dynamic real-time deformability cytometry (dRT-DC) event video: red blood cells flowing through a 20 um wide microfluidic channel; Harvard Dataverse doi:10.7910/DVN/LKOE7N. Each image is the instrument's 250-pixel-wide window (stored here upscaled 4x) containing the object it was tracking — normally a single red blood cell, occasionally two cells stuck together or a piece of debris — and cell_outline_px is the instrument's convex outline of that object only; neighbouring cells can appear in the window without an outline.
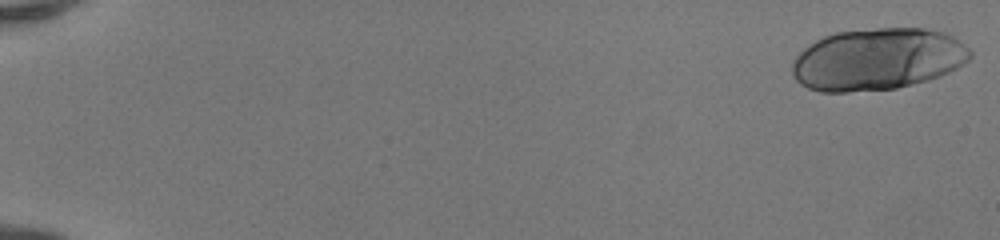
{"species": "human", "species_latin": "Homo sapiens", "temperature_condition": "room temperature", "stored_images_in_passage": 50, "camera_frame_rate_fps": 3000, "um_per_image_px": 0.085, "donor": {"sex": "female"}, "frame": {"image": 1, "passage_image": 1, "time_ms": 0.0, "image_size_px": [1000, 240], "cell_outline_px": [[972, 56], [968, 60], [956, 68], [940, 76], [928, 80], [896, 88], [848, 92], [820, 92], [808, 88], [800, 84], [792, 76], [792, 64], [796, 56], [808, 44], [824, 36], [836, 32], [876, 28], [924, 28], [944, 32], [952, 36], [968, 48], [972, 52]], "centroid_in_image_um": [74.56, 5.03], "position_along_channel_um": 10.4, "area_um2": 64.33}}
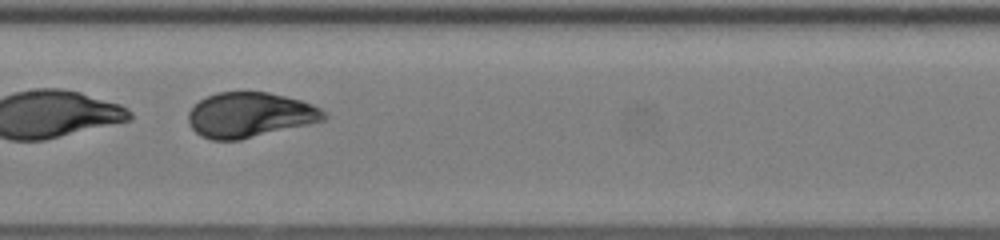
{"frame": {"image": 2, "passage_image": 28, "time_ms": 9.0, "image_size_px": [1000, 240], "cell_outline_px": [[328, 116], [324, 120], [308, 124], [240, 140], [212, 140], [200, 136], [188, 124], [188, 112], [200, 100], [216, 92], [268, 92], [300, 100], [312, 104], [320, 108]], "centroid_in_image_um": [21.22, 9.77], "position_along_channel_um": 186.2, "area_um2": 35.43}}
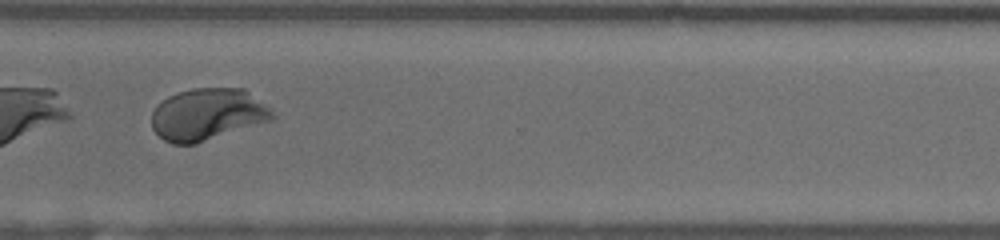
{"frame": {"image": 3, "passage_image": 40, "time_ms": 13.0, "image_size_px": [1000, 240], "cell_outline_px": [[276, 116], [272, 120], [196, 144], [172, 144], [164, 140], [152, 128], [152, 112], [168, 96], [176, 92], [192, 88], [244, 88], [268, 108]], "centroid_in_image_um": [17.63, 9.73], "position_along_channel_um": 353.0, "area_um2": 36.3}, "authors_computed_cell_mechanics": {"area_um2": 37.3966, "velocity_mm_per_s": 4.1722, "shape_relaxation_time_tau1_ms": 1.0934, "shape_relaxation_time_tau2_ms": null, "deformation_change_tau1": 0.3193, "deformation_change_tau2": null}}